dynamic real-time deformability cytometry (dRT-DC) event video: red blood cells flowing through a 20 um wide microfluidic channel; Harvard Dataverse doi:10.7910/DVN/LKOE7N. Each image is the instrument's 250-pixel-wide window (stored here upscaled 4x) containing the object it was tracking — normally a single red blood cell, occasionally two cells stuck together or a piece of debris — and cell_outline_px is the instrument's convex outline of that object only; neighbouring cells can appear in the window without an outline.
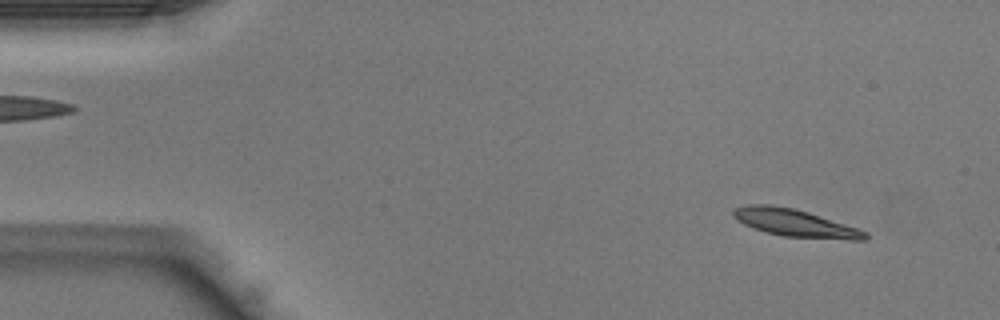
{"species": "Egyptian fruit bat (a non-hibernating species)", "species_latin": "Rousettus aegyptiacus", "temperature_condition": "warm", "stored_images_in_passage": 41, "camera_frame_rate_fps": 3000, "um_per_image_px": 0.085, "animal": {"sex": "male"}, "frame": {"image": 1, "passage_image": 3, "time_ms": 0.667, "image_size_px": [1000, 320], "cell_outline_px": [[868, 240], [848, 240], [784, 236], [764, 232], [752, 228], [736, 220], [732, 216], [732, 212], [736, 208], [748, 204], [772, 204], [792, 208], [808, 212], [868, 232]], "centroid_in_image_um": [67.55, 18.96], "position_along_channel_um": 17.5, "area_um2": 21.1}}
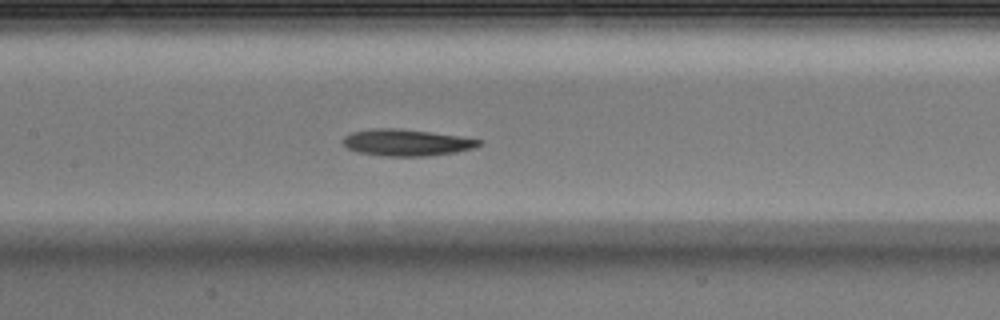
{"frame": {"image": 2, "passage_image": 19, "time_ms": 6.0, "image_size_px": [1000, 320], "cell_outline_px": [[484, 144], [472, 148], [456, 152], [428, 156], [384, 156], [356, 152], [348, 148], [344, 144], [344, 136], [352, 132], [372, 128], [392, 128], [432, 132], [460, 136], [484, 140]], "centroid_in_image_um": [34.59, 12.12], "position_along_channel_um": 172.8, "area_um2": 21.15}}
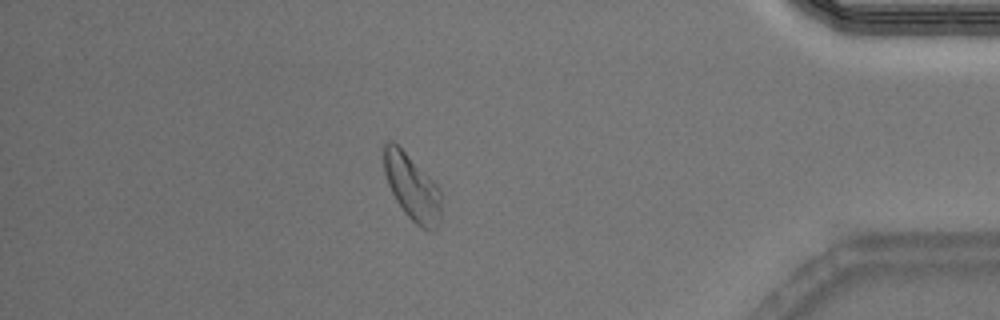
{"frame": {"image": 3, "passage_image": 36, "time_ms": 11.667, "image_size_px": [1000, 320], "cell_outline_px": [[440, 220], [436, 228], [432, 232], [420, 228], [404, 212], [396, 200], [388, 184], [384, 172], [384, 144], [388, 140], [392, 140], [440, 188]], "centroid_in_image_um": [35.02, 15.97], "position_along_channel_um": 400.2, "area_um2": 21.62}}